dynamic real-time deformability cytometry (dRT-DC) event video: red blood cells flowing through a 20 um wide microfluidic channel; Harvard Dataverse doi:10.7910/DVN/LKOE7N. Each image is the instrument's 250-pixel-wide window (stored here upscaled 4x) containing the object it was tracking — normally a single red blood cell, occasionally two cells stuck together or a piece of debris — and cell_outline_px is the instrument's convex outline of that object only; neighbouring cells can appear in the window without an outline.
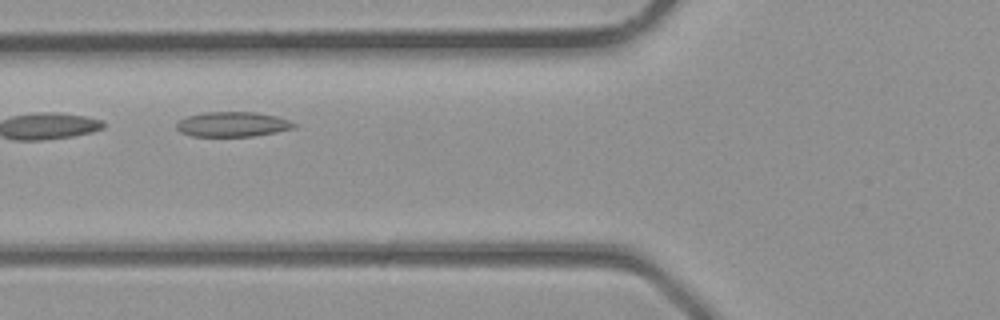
{"species": "common noctule bat (a hibernating species)", "species_latin": "Nyctalus noctula", "temperature_condition": "room temperature", "stored_images_in_passage": 3, "camera_frame_rate_fps": 3000, "um_per_image_px": 0.085, "animal": {"sex": "male", "body_mass_g": 23.1, "forearm_length_mm": 52.7}, "frame": {"image": 1, "passage_image": 3, "time_ms": 0.667, "image_size_px": [1000, 320], "cell_outline_px": [[296, 128], [276, 132], [252, 136], [192, 136], [180, 132], [176, 128], [176, 124], [180, 120], [188, 116], [204, 112], [256, 112], [276, 116], [292, 120], [296, 124]], "centroid_in_image_um": [19.8, 10.56], "position_along_channel_um": 106.0, "area_um2": 17.11}}